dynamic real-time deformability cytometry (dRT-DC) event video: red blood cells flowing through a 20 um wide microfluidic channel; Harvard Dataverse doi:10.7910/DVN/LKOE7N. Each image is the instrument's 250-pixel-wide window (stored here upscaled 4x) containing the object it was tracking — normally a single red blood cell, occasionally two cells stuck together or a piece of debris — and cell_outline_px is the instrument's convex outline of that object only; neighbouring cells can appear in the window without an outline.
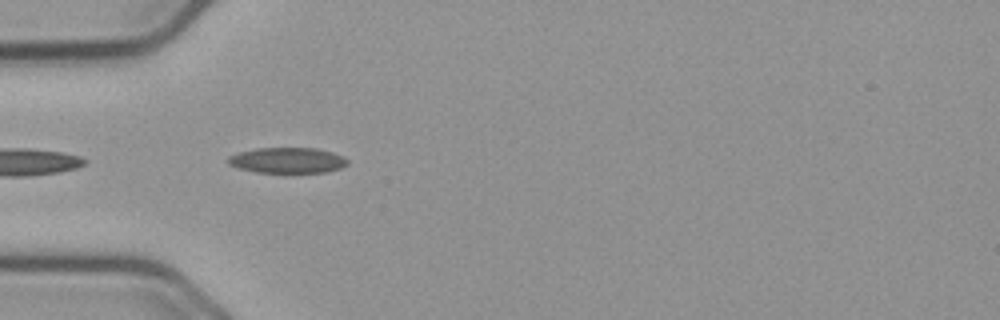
{"species": "common noctule bat (a hibernating species)", "species_latin": "Nyctalus noctula", "temperature_condition": "cold", "stored_images_in_passage": 7, "camera_frame_rate_fps": 3000, "um_per_image_px": 0.085, "animal": {"sex": "male", "body_mass_g": 23.1, "forearm_length_mm": 52.7}, "frame": {"image": 1, "passage_image": 2, "time_ms": 0.333, "image_size_px": [1000, 320], "cell_outline_px": [[348, 164], [340, 168], [324, 172], [284, 176], [256, 172], [236, 168], [228, 164], [228, 156], [240, 152], [256, 148], [316, 148], [332, 152], [344, 156], [348, 160]], "centroid_in_image_um": [24.43, 13.68], "position_along_channel_um": 60.6, "area_um2": 18.79}}